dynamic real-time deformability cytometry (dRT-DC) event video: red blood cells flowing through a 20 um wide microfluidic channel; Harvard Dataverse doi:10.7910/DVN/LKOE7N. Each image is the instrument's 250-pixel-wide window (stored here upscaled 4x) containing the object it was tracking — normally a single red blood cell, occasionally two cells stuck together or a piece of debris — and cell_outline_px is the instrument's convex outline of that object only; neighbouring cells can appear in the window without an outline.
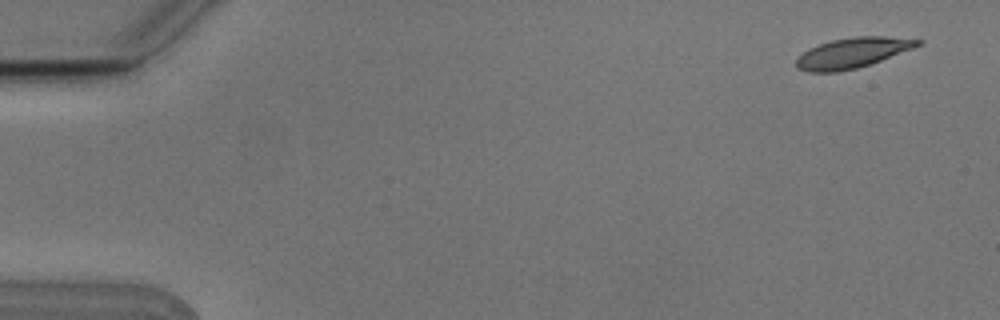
{"species": "Egyptian fruit bat (a non-hibernating species)", "species_latin": "Rousettus aegyptiacus", "temperature_condition": "cold", "stored_images_in_passage": 5, "camera_frame_rate_fps": 3000, "um_per_image_px": 0.085, "animal": {"sex": "male"}, "frame": {"image": 1, "passage_image": 5, "time_ms": 1.333, "image_size_px": [1000, 320], "cell_outline_px": [[924, 44], [880, 60], [856, 68], [836, 72], [808, 72], [796, 68], [796, 60], [808, 48], [832, 40], [856, 36], [884, 36], [924, 40]], "centroid_in_image_um": [72.46, 4.48], "position_along_channel_um": 12.5, "area_um2": 21.21}}